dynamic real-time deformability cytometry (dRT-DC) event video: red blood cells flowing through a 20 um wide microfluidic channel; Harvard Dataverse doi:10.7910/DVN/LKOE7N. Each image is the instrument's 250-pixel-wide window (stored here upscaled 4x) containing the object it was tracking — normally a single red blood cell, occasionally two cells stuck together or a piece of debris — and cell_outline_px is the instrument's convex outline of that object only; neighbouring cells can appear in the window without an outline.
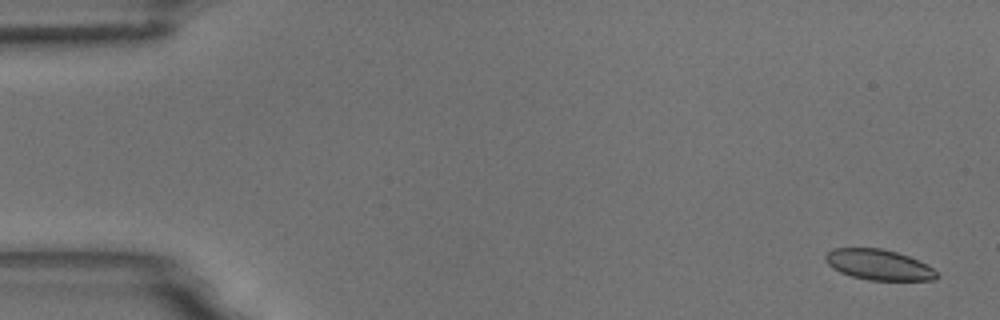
{"species": "common noctule bat (a hibernating species)", "species_latin": "Nyctalus noctula", "temperature_condition": "room temperature", "stored_images_in_passage": 5, "camera_frame_rate_fps": 3000, "um_per_image_px": 0.085, "animal": {"sex": "male", "body_mass_g": 18.8}, "frame": {"image": 1, "passage_image": 1, "time_ms": 0.0, "image_size_px": [1000, 320], "cell_outline_px": [[940, 276], [936, 280], [868, 280], [852, 276], [840, 272], [832, 268], [824, 260], [824, 256], [832, 248], [884, 248], [908, 256], [932, 268]], "centroid_in_image_um": [74.66, 22.5], "position_along_channel_um": 10.3, "area_um2": 19.77}}
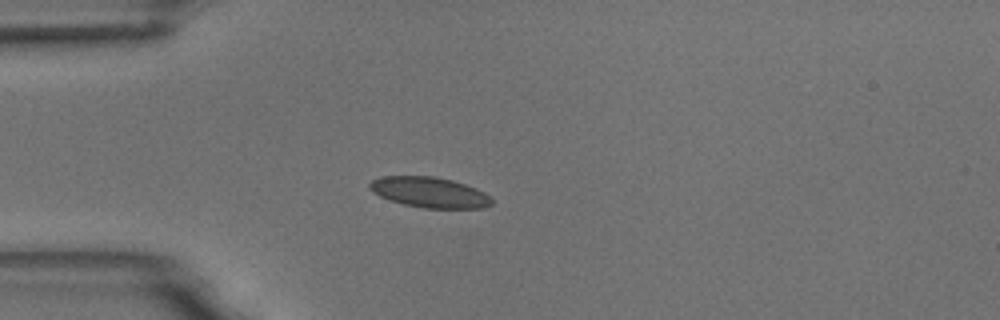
{"frame": {"image": 2, "passage_image": 4, "time_ms": 4.333, "image_size_px": [1000, 320], "cell_outline_px": [[492, 204], [484, 208], [424, 208], [404, 204], [388, 200], [372, 192], [368, 188], [368, 184], [372, 180], [380, 176], [432, 176], [452, 180], [476, 188], [484, 192], [492, 200]], "centroid_in_image_um": [36.47, 16.34], "position_along_channel_um": 48.5, "area_um2": 21.73}}